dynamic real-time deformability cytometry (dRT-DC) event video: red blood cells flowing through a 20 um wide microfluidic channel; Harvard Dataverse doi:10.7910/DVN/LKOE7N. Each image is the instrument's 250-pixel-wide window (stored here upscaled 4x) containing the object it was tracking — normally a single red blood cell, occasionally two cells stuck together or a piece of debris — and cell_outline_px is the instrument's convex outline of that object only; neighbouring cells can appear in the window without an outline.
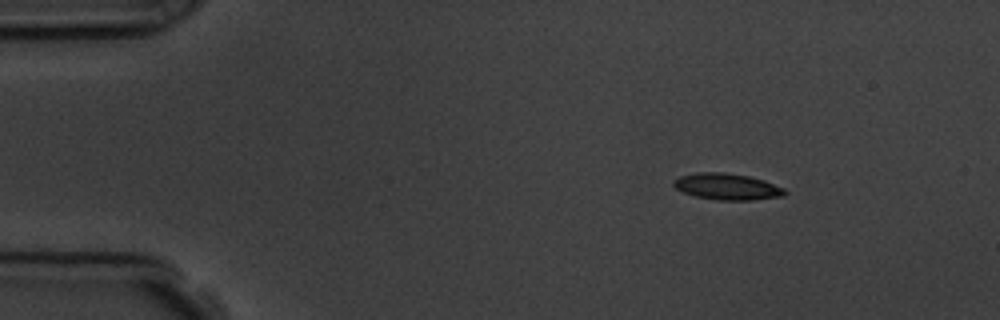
{"species": "common noctule bat (a hibernating species)", "species_latin": "Nyctalus noctula", "temperature_condition": "room temperature", "stored_images_in_passage": 4, "segment_of_instrument_passage": [1, 2], "camera_frame_rate_fps": 3000, "um_per_image_px": 0.085, "animal": {"sex": "male", "body_mass_g": 19.5, "forearm_length_mm": 54.6}, "frame": {"image": 1, "passage_image": 1, "time_ms": 0.0, "image_size_px": [1000, 320], "cell_outline_px": [[788, 192], [784, 196], [752, 200], [716, 200], [696, 196], [684, 192], [676, 188], [672, 184], [680, 176], [700, 172], [724, 172], [748, 176], [764, 180], [784, 188]], "centroid_in_image_um": [61.85, 15.87], "position_along_channel_um": 23.2, "area_um2": 16.99}}